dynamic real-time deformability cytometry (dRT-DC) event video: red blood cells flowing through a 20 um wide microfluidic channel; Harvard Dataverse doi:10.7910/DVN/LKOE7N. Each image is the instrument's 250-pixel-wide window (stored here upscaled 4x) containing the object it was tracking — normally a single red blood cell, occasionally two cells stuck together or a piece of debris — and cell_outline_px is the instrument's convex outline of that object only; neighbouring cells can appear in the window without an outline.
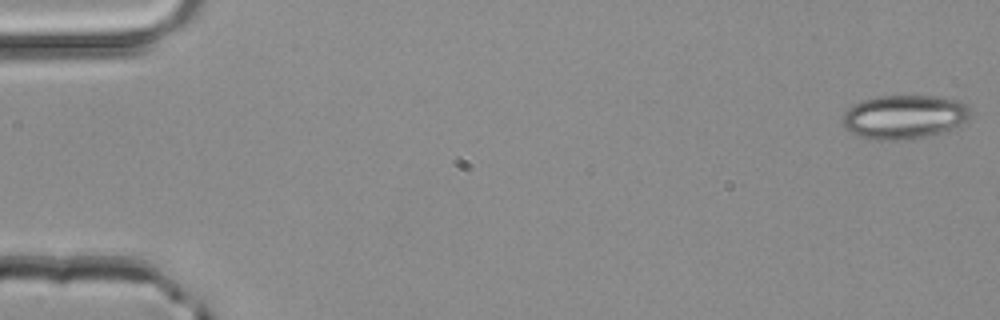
{"species": "common noctule bat (a hibernating species)", "species_latin": "Nyctalus noctula", "temperature_condition": "room temperature", "stored_images_in_passage": 51, "camera_frame_rate_fps": 3000, "um_per_image_px": 0.085, "animal": {"sex": "male", "body_mass_g": 20.4}, "frame": {"image": 1, "passage_image": 1, "time_ms": 0.0, "image_size_px": [1000, 320], "cell_outline_px": [[972, 112], [968, 120], [952, 128], [940, 132], [912, 140], [872, 140], [856, 136], [848, 132], [844, 128], [844, 112], [852, 104], [864, 100], [880, 96], [932, 96], [956, 100], [964, 104]], "centroid_in_image_um": [76.82, 9.96], "position_along_channel_um": 8.2, "area_um2": 32.77}}
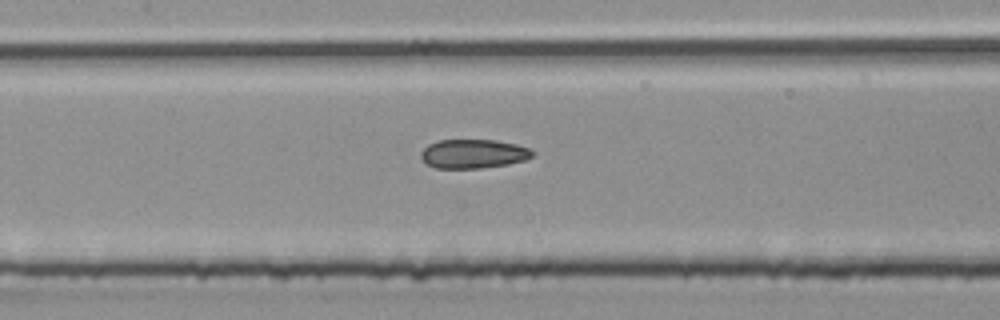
{"frame": {"image": 2, "passage_image": 24, "time_ms": 7.667, "image_size_px": [1000, 320], "cell_outline_px": [[532, 156], [524, 160], [508, 164], [480, 168], [436, 168], [420, 160], [420, 152], [428, 144], [440, 140], [496, 140], [516, 144], [528, 148], [532, 152]], "centroid_in_image_um": [40.18, 13.07], "position_along_channel_um": 167.2, "area_um2": 18.79}}
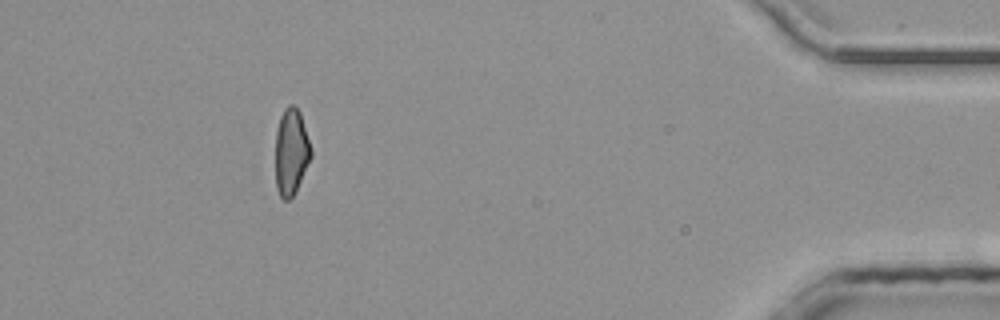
{"frame": {"image": 3, "passage_image": 46, "time_ms": 15.0, "image_size_px": [1000, 320], "cell_outline_px": [[312, 156], [296, 192], [288, 200], [284, 200], [280, 196], [276, 188], [276, 132], [280, 116], [284, 108], [288, 104], [292, 104], [300, 112], [312, 148]], "centroid_in_image_um": [24.76, 12.91], "position_along_channel_um": 410.4, "area_um2": 18.09}, "authors_computed_cell_mechanics": {"area_um2": 19.0162, "velocity_mm_per_s": 4.1533, "shape_relaxation_time_tau1_ms": null, "shape_relaxation_time_tau2_ms": 3.0677, "deformation_change_tau1": null, "deformation_change_tau2": 0.0996}}